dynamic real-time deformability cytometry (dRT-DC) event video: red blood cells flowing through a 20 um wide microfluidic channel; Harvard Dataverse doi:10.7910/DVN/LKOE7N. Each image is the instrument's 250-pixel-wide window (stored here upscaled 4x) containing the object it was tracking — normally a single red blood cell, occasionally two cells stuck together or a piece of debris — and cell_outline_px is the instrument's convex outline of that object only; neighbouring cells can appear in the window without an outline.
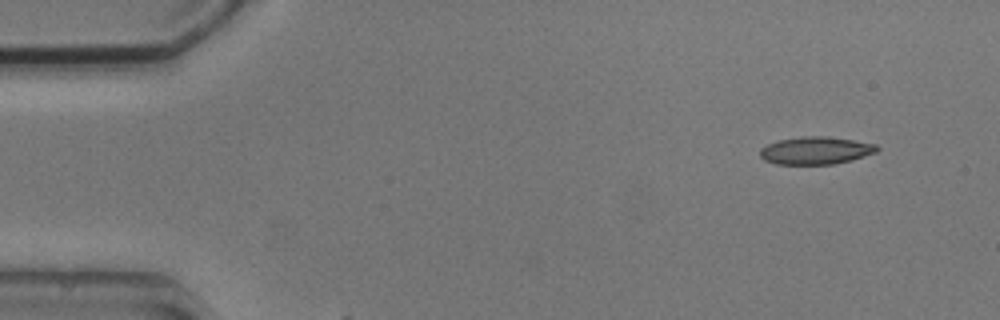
{"species": "common noctule bat (a hibernating species)", "species_latin": "Nyctalus noctula", "temperature_condition": "cold", "stored_images_in_passage": 5, "camera_frame_rate_fps": 3000, "um_per_image_px": 0.085, "animal": {"sex": "male", "body_mass_g": 20.5, "forearm_length_mm": 52.5}, "frame": {"image": 1, "passage_image": 1, "time_ms": 0.0, "image_size_px": [1000, 320], "cell_outline_px": [[880, 148], [876, 152], [852, 160], [832, 164], [776, 164], [764, 160], [760, 156], [760, 148], [776, 140], [800, 136], [824, 136], [852, 140], [876, 144]], "centroid_in_image_um": [69.31, 12.79], "position_along_channel_um": 15.7, "area_um2": 18.84}}